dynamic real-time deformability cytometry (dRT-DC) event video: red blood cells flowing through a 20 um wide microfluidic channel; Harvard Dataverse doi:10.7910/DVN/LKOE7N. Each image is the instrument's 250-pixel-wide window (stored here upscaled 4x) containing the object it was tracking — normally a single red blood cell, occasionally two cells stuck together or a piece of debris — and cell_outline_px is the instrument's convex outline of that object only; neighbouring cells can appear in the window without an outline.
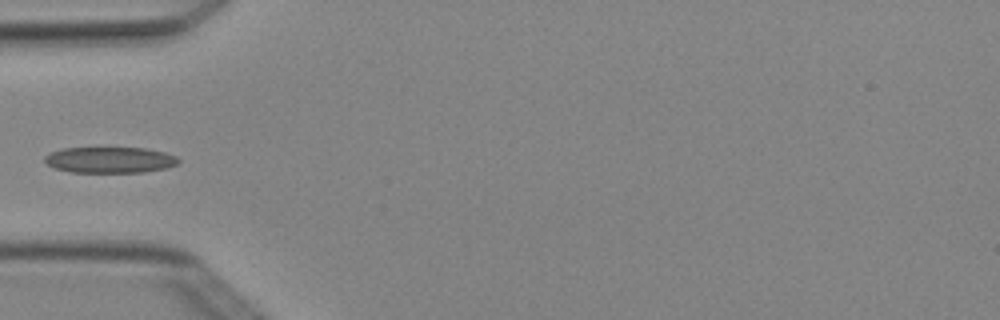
{"species": "Egyptian fruit bat (a non-hibernating species)", "species_latin": "Rousettus aegyptiacus", "temperature_condition": "cold", "stored_images_in_passage": 4, "camera_frame_rate_fps": 3000, "um_per_image_px": 0.085, "animal": {"sex": "female"}, "frame": {"image": 1, "passage_image": 4, "time_ms": 1.0, "image_size_px": [1000, 320], "cell_outline_px": [[180, 160], [176, 164], [168, 168], [144, 172], [72, 172], [56, 168], [48, 164], [44, 160], [44, 156], [52, 152], [64, 148], [144, 148], [164, 152], [176, 156]], "centroid_in_image_um": [9.37, 13.59], "position_along_channel_um": 75.6, "area_um2": 20.11}}